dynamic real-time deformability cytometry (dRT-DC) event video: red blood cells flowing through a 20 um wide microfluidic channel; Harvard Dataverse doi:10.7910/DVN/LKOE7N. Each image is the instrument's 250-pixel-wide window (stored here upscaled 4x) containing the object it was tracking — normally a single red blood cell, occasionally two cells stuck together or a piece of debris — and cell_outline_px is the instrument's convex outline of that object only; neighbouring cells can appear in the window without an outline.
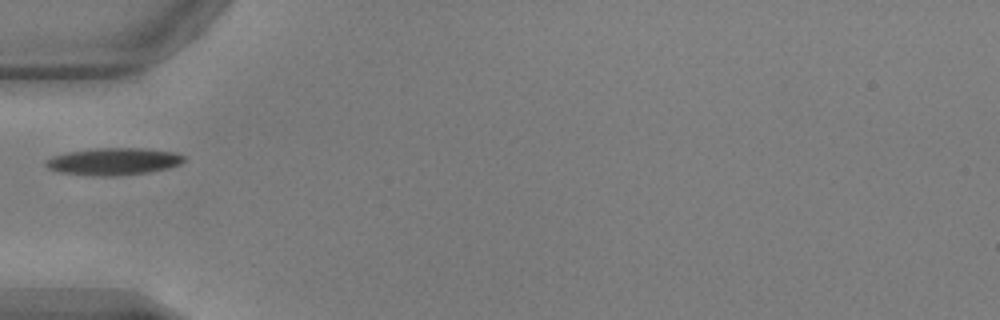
{"species": "common noctule bat (a hibernating species)", "species_latin": "Nyctalus noctula", "temperature_condition": "warm", "stored_images_in_passage": 36, "camera_frame_rate_fps": 3000, "um_per_image_px": 0.085, "animal": {"sex": "male", "body_mass_g": 17.9, "forearm_length_mm": 54.2}, "frame": {"image": 1, "passage_image": 1, "time_ms": 0.0, "image_size_px": [1000, 320], "cell_outline_px": [[184, 160], [180, 164], [168, 168], [148, 172], [116, 176], [92, 176], [56, 172], [48, 168], [44, 164], [44, 160], [52, 156], [68, 152], [96, 148], [148, 148], [176, 152], [184, 156]], "centroid_in_image_um": [9.62, 13.72], "position_along_channel_um": 75.4, "area_um2": 22.14}}
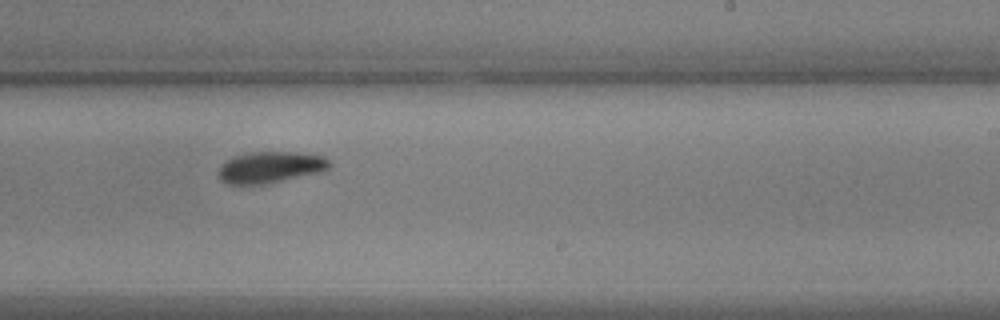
{"frame": {"image": 2, "passage_image": 16, "time_ms": 5.0, "image_size_px": [1000, 320], "cell_outline_px": [[332, 164], [324, 172], [268, 184], [228, 184], [220, 180], [216, 172], [220, 164], [236, 156], [252, 152], [300, 152], [324, 156]], "centroid_in_image_um": [23.0, 14.23], "position_along_channel_um": 266.0, "area_um2": 20.69}}
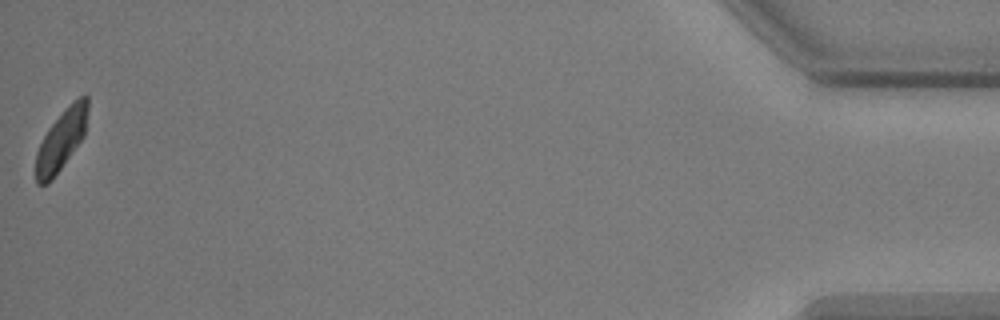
{"frame": {"image": 3, "passage_image": 36, "time_ms": 11.667, "image_size_px": [1000, 320], "cell_outline_px": [[88, 108], [84, 136], [52, 180], [48, 184], [36, 184], [36, 152], [48, 128], [80, 96], [88, 96]], "centroid_in_image_um": [5.2, 11.96], "position_along_channel_um": 430.0, "area_um2": 17.69}}